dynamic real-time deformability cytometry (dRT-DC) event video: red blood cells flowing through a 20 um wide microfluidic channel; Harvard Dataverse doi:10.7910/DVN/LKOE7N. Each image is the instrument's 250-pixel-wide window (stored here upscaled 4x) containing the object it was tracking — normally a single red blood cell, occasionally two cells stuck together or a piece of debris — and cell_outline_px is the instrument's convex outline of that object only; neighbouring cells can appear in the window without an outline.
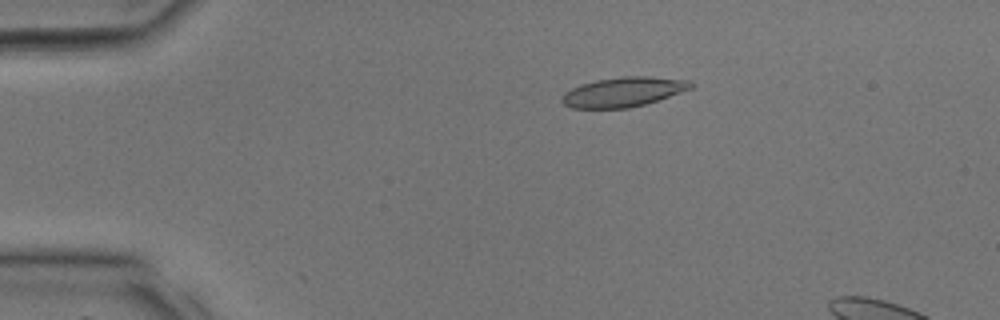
{"species": "common noctule bat (a hibernating species)", "species_latin": "Nyctalus noctula", "temperature_condition": "room temperature", "stored_images_in_passage": 8, "camera_frame_rate_fps": 3000, "um_per_image_px": 0.085, "animal": {"sex": "male", "body_mass_g": 17.9, "forearm_length_mm": 54.2}, "frame": {"image": 1, "passage_image": 4, "time_ms": 1.0, "image_size_px": [1000, 320], "cell_outline_px": [[692, 88], [644, 104], [628, 108], [572, 108], [564, 104], [560, 100], [560, 96], [564, 92], [580, 84], [596, 80], [620, 76], [648, 76], [692, 80]], "centroid_in_image_um": [52.94, 7.8], "position_along_channel_um": 32.1, "area_um2": 22.25}}